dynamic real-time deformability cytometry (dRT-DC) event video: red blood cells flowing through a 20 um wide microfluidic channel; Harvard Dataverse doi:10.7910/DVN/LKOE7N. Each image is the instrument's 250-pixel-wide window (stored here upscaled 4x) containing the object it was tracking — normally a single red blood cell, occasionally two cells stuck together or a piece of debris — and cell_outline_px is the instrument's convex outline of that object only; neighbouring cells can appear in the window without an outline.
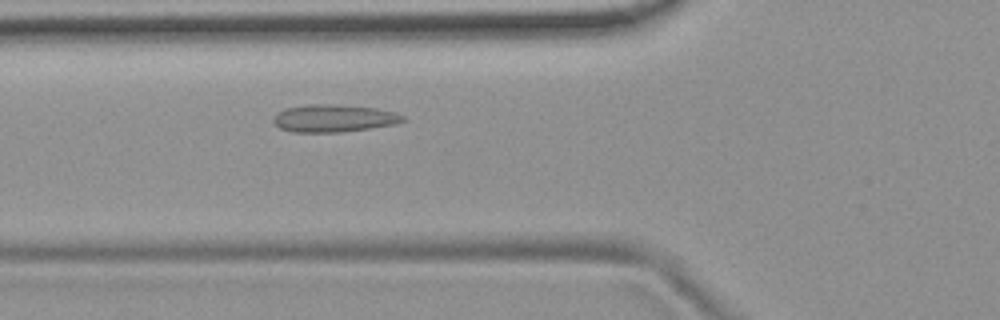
{"species": "common noctule bat (a hibernating species)", "species_latin": "Nyctalus noctula", "temperature_condition": "room temperature", "stored_images_in_passage": 47, "camera_frame_rate_fps": 3000, "um_per_image_px": 0.085, "animal": {"sex": "female", "body_mass_g": 19.9}, "frame": {"image": 1, "passage_image": 13, "time_ms": 4.0, "image_size_px": [1000, 320], "cell_outline_px": [[404, 120], [396, 124], [372, 128], [340, 132], [292, 132], [280, 128], [272, 120], [272, 116], [276, 112], [284, 108], [308, 104], [336, 104], [376, 108], [396, 112], [404, 116]], "centroid_in_image_um": [28.34, 10.04], "position_along_channel_um": 97.5, "area_um2": 20.98}}
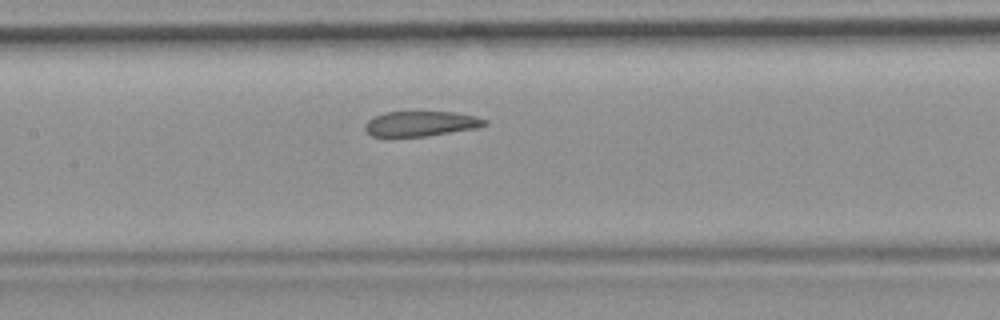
{"frame": {"image": 2, "passage_image": 19, "time_ms": 6.0, "image_size_px": [1000, 320], "cell_outline_px": [[488, 124], [476, 128], [424, 136], [372, 136], [364, 128], [364, 124], [372, 116], [384, 112], [456, 112], [476, 116], [488, 120]], "centroid_in_image_um": [35.77, 10.5], "position_along_channel_um": 171.6, "area_um2": 17.46}}
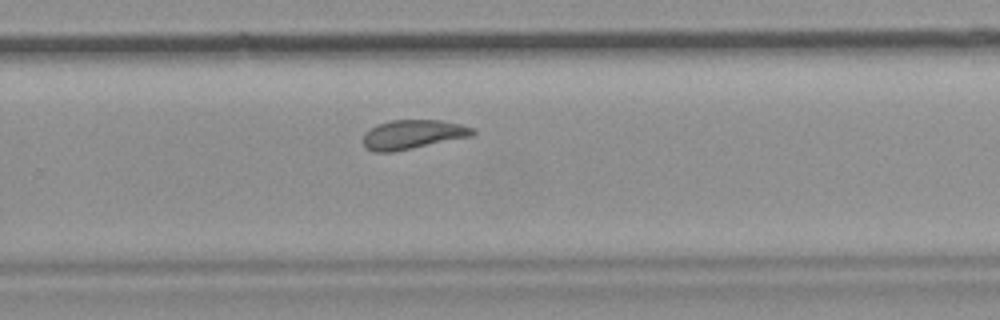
{"frame": {"image": 3, "passage_image": 29, "time_ms": 9.333, "image_size_px": [1000, 320], "cell_outline_px": [[476, 132], [472, 136], [392, 152], [376, 152], [368, 148], [364, 144], [364, 132], [376, 124], [392, 120], [440, 120], [460, 124], [476, 128]], "centroid_in_image_um": [35.11, 11.41], "position_along_channel_um": 294.7, "area_um2": 18.55}, "authors_computed_cell_mechanics": {"area_um2": 19.5942, "velocity_mm_per_s": 3.7046, "shape_relaxation_time_tau1_ms": null, "shape_relaxation_time_tau2_ms": 2.1491, "deformation_change_tau1": null, "deformation_change_tau2": 0.0779}}